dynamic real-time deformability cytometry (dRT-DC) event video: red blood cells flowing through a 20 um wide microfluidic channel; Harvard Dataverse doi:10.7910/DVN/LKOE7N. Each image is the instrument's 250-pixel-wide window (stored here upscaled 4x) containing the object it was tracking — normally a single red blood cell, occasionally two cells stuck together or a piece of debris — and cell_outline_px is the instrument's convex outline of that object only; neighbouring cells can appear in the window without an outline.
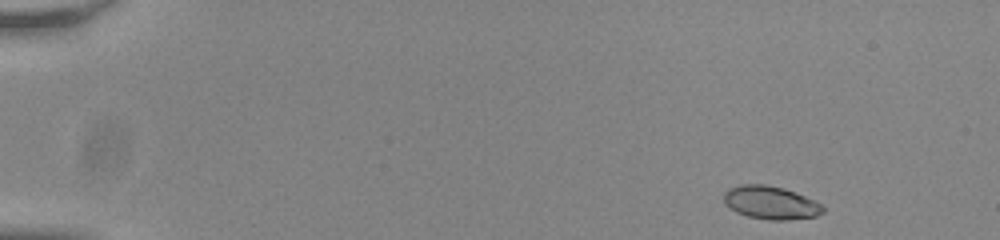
{"species": "common noctule bat (a hibernating species)", "species_latin": "Nyctalus noctula", "temperature_condition": "room temperature", "stored_images_in_passage": 50, "camera_frame_rate_fps": 3000, "um_per_image_px": 0.085, "animal": {"sex": "male", "body_mass_g": 20.0, "forearm_length_mm": 53.3}, "frame": {"image": 1, "passage_image": 1, "time_ms": 0.0, "image_size_px": [1000, 240], "cell_outline_px": [[824, 212], [816, 216], [788, 220], [768, 220], [748, 216], [736, 212], [724, 204], [724, 192], [728, 188], [740, 184], [764, 184], [784, 188], [804, 196], [820, 204], [824, 208]], "centroid_in_image_um": [65.47, 17.22], "position_along_channel_um": 19.5, "area_um2": 19.13}}
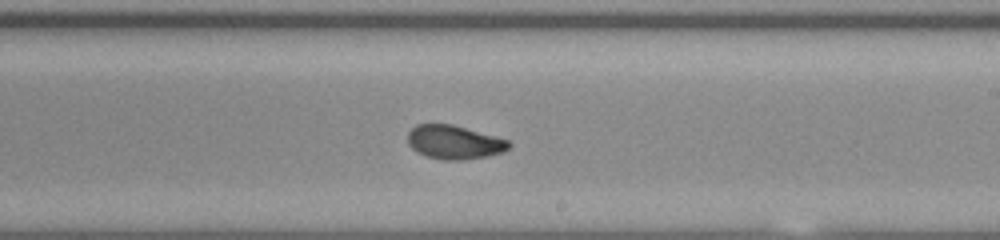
{"frame": {"image": 2, "passage_image": 29, "time_ms": 9.333, "image_size_px": [1000, 240], "cell_outline_px": [[512, 144], [504, 152], [464, 160], [444, 160], [428, 156], [416, 152], [408, 144], [408, 132], [416, 124], [452, 124], [508, 140]], "centroid_in_image_um": [38.59, 12.09], "position_along_channel_um": 250.4, "area_um2": 19.77}}
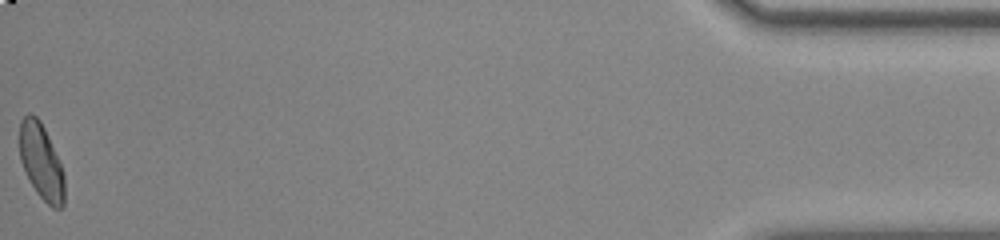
{"frame": {"image": 3, "passage_image": 50, "time_ms": 16.333, "image_size_px": [1000, 240], "cell_outline_px": [[64, 204], [60, 208], [52, 208], [36, 192], [20, 160], [20, 120], [28, 112], [36, 116], [40, 120], [44, 128], [60, 164], [64, 176]], "centroid_in_image_um": [3.5, 13.73], "position_along_channel_um": 431.7, "area_um2": 19.36}, "authors_computed_cell_mechanics": {"area_um2": 19.9988, "velocity_mm_per_s": 3.829, "shape_relaxation_time_tau1_ms": 5.3464, "shape_relaxation_time_tau2_ms": 1.5954, "deformation_change_tau1": 0.1535, "deformation_change_tau2": 0.0656}}